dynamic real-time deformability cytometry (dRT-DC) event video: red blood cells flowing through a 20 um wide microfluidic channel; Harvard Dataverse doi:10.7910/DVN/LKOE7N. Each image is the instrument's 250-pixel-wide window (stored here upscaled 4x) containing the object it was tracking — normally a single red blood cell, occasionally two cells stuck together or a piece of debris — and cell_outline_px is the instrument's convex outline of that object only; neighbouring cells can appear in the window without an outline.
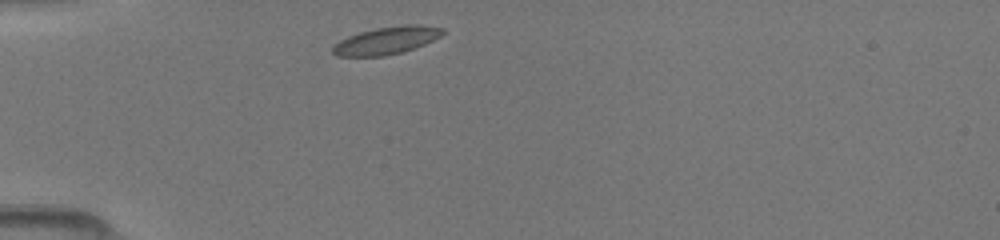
{"species": "common noctule bat (a hibernating species)", "species_latin": "Nyctalus noctula", "temperature_condition": "room temperature", "stored_images_in_passage": 36, "camera_frame_rate_fps": 3000, "um_per_image_px": 0.085, "animal": {"sex": "female", "body_mass_g": 19.5, "forearm_length_mm": 54.1}, "frame": {"image": 1, "passage_image": 1, "time_ms": 0.0, "image_size_px": [1000, 240], "cell_outline_px": [[444, 32], [440, 36], [424, 44], [400, 52], [384, 56], [336, 56], [332, 52], [332, 48], [340, 40], [348, 36], [360, 32], [376, 28], [404, 24], [420, 24], [444, 28]], "centroid_in_image_um": [32.85, 3.43], "position_along_channel_um": 52.1, "area_um2": 17.46}}
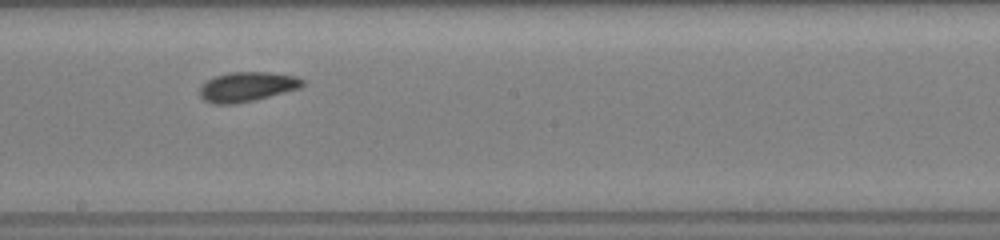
{"frame": {"image": 2, "passage_image": 15, "time_ms": 4.667, "image_size_px": [1000, 240], "cell_outline_px": [[304, 84], [300, 88], [256, 100], [232, 104], [216, 104], [204, 100], [200, 96], [200, 88], [208, 80], [216, 76], [228, 72], [268, 72], [296, 76], [304, 80]], "centroid_in_image_um": [21.02, 7.37], "position_along_channel_um": 227.2, "area_um2": 17.69}}
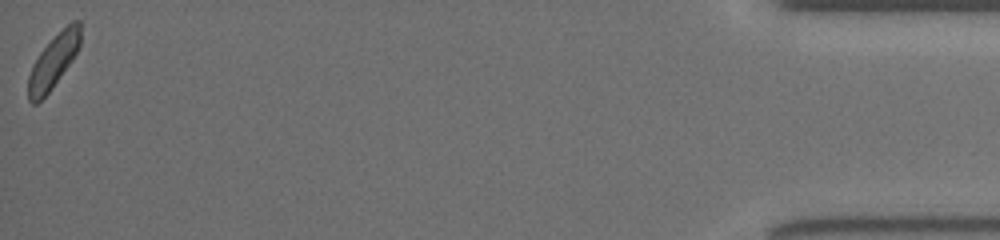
{"frame": {"image": 3, "passage_image": 36, "time_ms": 11.667, "image_size_px": [1000, 240], "cell_outline_px": [[80, 44], [72, 60], [48, 92], [36, 104], [32, 104], [28, 100], [28, 76], [32, 64], [40, 52], [72, 20], [80, 20]], "centroid_in_image_um": [4.52, 5.23], "position_along_channel_um": 430.7, "area_um2": 15.78}}